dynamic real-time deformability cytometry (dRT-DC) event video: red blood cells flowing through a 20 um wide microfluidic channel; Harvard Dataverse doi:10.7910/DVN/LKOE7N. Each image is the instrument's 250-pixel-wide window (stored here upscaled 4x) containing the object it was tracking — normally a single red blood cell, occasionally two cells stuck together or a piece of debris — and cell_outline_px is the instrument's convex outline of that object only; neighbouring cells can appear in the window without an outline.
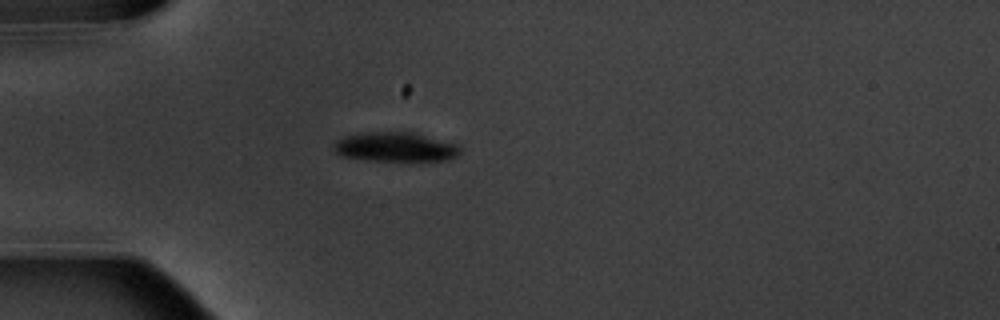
{"species": "common noctule bat (a hibernating species)", "species_latin": "Nyctalus noctula", "temperature_condition": "warm", "stored_images_in_passage": 5, "camera_frame_rate_fps": 3000, "um_per_image_px": 0.085, "animal": {"sex": "male", "body_mass_g": 20.1, "forearm_length_mm": 53.5}, "frame": {"image": 1, "passage_image": 4, "time_ms": 3.667, "image_size_px": [1000, 320], "cell_outline_px": [[464, 148], [456, 156], [448, 160], [368, 160], [344, 156], [336, 152], [332, 144], [336, 140], [344, 136], [356, 132], [412, 132], [460, 144]], "centroid_in_image_um": [33.63, 12.47], "position_along_channel_um": 51.4, "area_um2": 21.79}}